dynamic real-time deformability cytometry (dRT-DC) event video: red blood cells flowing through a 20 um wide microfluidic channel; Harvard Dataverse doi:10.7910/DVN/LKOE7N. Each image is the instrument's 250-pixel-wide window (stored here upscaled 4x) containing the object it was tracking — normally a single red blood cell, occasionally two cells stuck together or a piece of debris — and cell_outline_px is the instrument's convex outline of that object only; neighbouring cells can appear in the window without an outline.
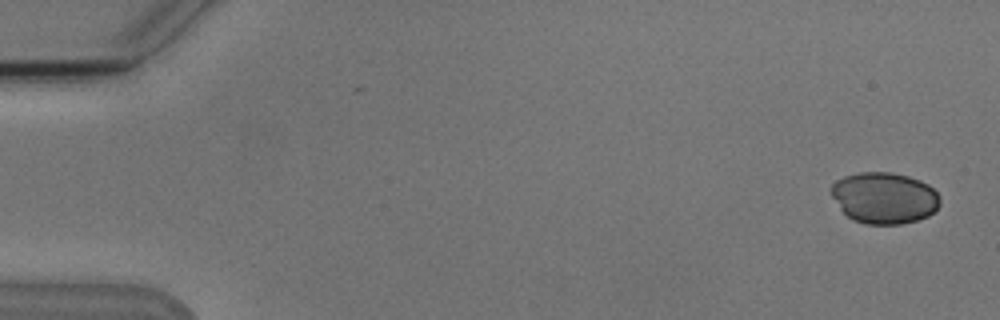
{"species": "Egyptian fruit bat (a non-hibernating species)", "species_latin": "Rousettus aegyptiacus", "temperature_condition": "cold", "stored_images_in_passage": 6, "camera_frame_rate_fps": 3000, "um_per_image_px": 0.085, "animal": {"sex": "male"}, "frame": {"image": 1, "passage_image": 1, "time_ms": 0.0, "image_size_px": [1000, 320], "cell_outline_px": [[940, 204], [928, 216], [916, 220], [900, 224], [864, 224], [852, 220], [840, 208], [832, 196], [832, 184], [836, 180], [844, 176], [860, 172], [892, 172], [908, 176], [920, 180], [928, 184], [940, 196]], "centroid_in_image_um": [75.16, 16.82], "position_along_channel_um": 9.8, "area_um2": 32.54}}